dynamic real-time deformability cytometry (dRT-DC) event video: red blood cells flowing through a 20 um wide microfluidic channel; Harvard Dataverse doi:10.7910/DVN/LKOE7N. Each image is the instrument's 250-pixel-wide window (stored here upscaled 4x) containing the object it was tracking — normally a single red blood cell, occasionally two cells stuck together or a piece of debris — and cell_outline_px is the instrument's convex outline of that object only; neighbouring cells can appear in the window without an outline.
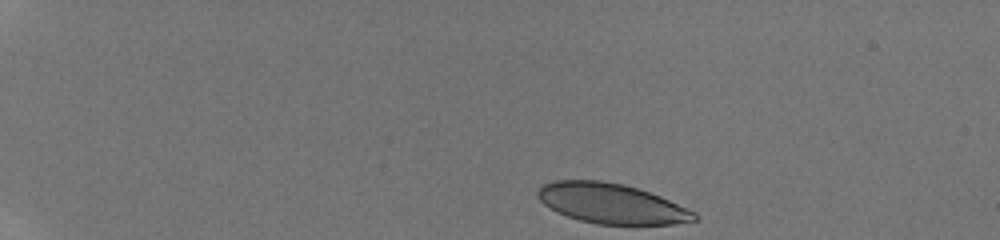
{"species": "human", "species_latin": "Homo sapiens", "temperature_condition": "room temperature", "stored_images_in_passage": 36, "camera_frame_rate_fps": 3000, "um_per_image_px": 0.085, "donor": {"sex": "male"}, "frame": {"image": 1, "passage_image": 1, "time_ms": 0.0, "image_size_px": [1000, 240], "cell_outline_px": [[700, 220], [672, 224], [596, 224], [580, 220], [556, 212], [544, 204], [536, 196], [536, 192], [544, 184], [552, 180], [600, 180], [624, 184], [660, 196], [696, 212], [700, 216]], "centroid_in_image_um": [51.98, 17.3], "position_along_channel_um": 33.0, "area_um2": 36.59}}
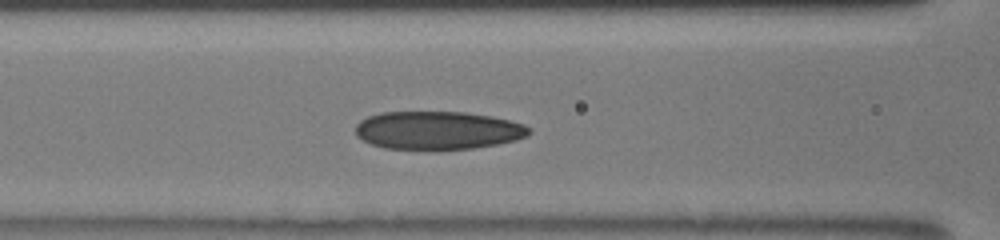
{"frame": {"image": 2, "passage_image": 15, "time_ms": 5.0, "image_size_px": [1000, 240], "cell_outline_px": [[532, 132], [528, 136], [516, 140], [496, 144], [472, 148], [384, 148], [360, 140], [356, 136], [356, 124], [360, 120], [368, 116], [380, 112], [464, 112], [492, 116], [524, 124], [532, 128]], "centroid_in_image_um": [37.22, 11.06], "position_along_channel_um": 129.4, "area_um2": 38.44}}
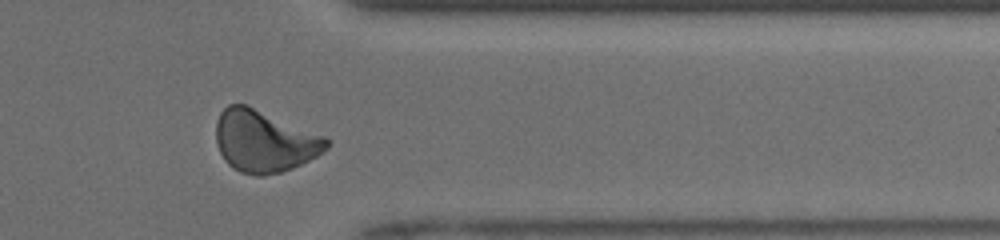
{"frame": {"image": 3, "passage_image": 31, "time_ms": 11.333, "image_size_px": [1000, 240], "cell_outline_px": [[328, 148], [316, 156], [292, 168], [280, 172], [264, 176], [256, 176], [240, 172], [232, 168], [224, 160], [220, 152], [216, 140], [216, 120], [220, 112], [228, 104], [244, 104], [324, 136], [328, 140]], "centroid_in_image_um": [22.42, 12.02], "position_along_channel_um": 389.0, "area_um2": 39.48}, "authors_computed_cell_mechanics": {"area_um2": 38.437, "velocity_mm_per_s": 4.1404, "shape_relaxation_time_tau1_ms": 5.7273, "shape_relaxation_time_tau2_ms": 1.6479, "deformation_change_tau1": 0.1686, "deformation_change_tau2": 0.0724}}